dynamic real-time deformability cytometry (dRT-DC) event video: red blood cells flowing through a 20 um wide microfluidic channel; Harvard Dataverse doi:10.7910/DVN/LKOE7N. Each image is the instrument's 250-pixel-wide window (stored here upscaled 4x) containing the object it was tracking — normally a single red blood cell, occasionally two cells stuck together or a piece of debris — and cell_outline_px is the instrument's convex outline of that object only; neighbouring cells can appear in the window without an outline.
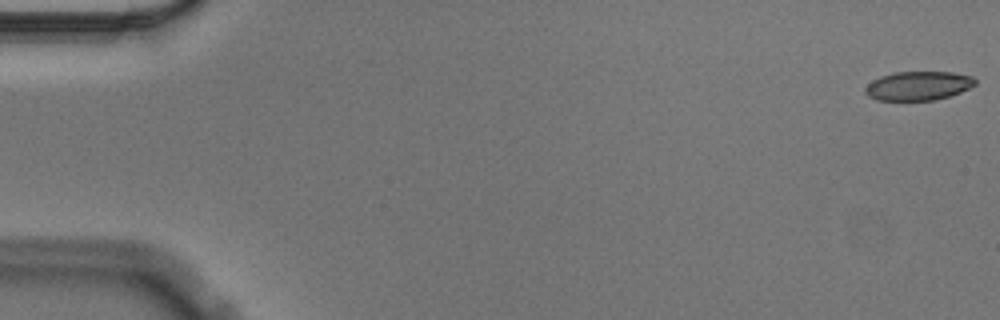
{"species": "Egyptian fruit bat (a non-hibernating species)", "species_latin": "Rousettus aegyptiacus", "temperature_condition": "cold", "stored_images_in_passage": 11, "camera_frame_rate_fps": 3000, "um_per_image_px": 0.085, "animal": {"sex": "male"}, "frame": {"image": 1, "passage_image": 1, "time_ms": 0.0, "image_size_px": [1000, 320], "cell_outline_px": [[976, 84], [960, 92], [948, 96], [932, 100], [876, 100], [868, 96], [864, 92], [864, 88], [872, 80], [880, 76], [892, 72], [952, 72], [972, 76], [976, 80]], "centroid_in_image_um": [78.01, 7.28], "position_along_channel_um": 7.0, "area_um2": 18.55}}